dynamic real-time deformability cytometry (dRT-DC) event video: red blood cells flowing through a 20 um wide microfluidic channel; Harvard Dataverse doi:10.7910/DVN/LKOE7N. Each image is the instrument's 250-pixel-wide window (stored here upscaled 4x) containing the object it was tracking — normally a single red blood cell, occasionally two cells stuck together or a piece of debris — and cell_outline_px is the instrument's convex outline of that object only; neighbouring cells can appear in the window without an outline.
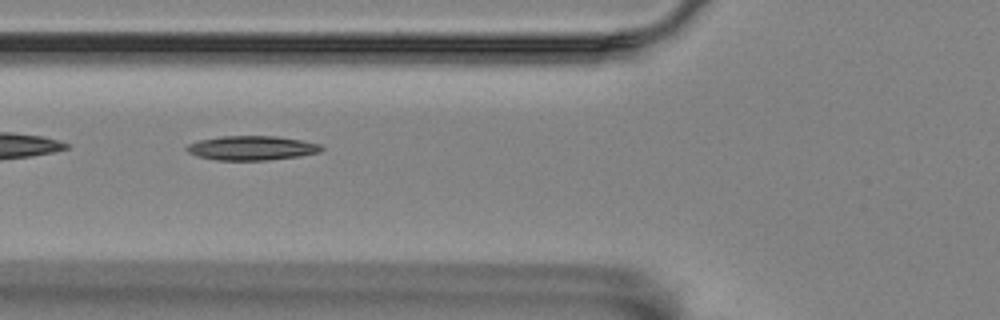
{"species": "Egyptian fruit bat (a non-hibernating species)", "species_latin": "Rousettus aegyptiacus", "temperature_condition": "room temperature", "stored_images_in_passage": 6, "camera_frame_rate_fps": 3000, "um_per_image_px": 0.085, "animal": {"sex": "female"}, "frame": {"image": 1, "passage_image": 5, "time_ms": 1.333, "image_size_px": [1000, 320], "cell_outline_px": [[324, 148], [320, 152], [300, 156], [268, 160], [216, 160], [196, 156], [188, 152], [184, 148], [188, 144], [200, 140], [220, 136], [276, 136], [300, 140], [320, 144]], "centroid_in_image_um": [21.38, 12.58], "position_along_channel_um": 104.4, "area_um2": 19.13}}
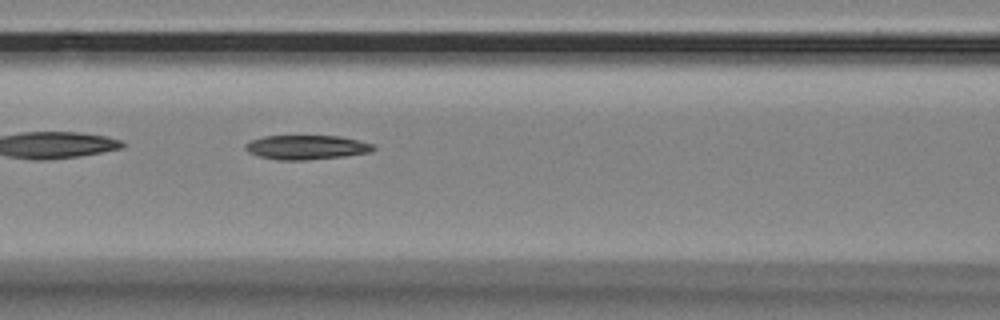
{"frame": {"image": 2, "passage_image": 6, "time_ms": 1.667, "image_size_px": [1000, 320], "cell_outline_px": [[376, 148], [372, 152], [344, 156], [308, 160], [276, 160], [260, 156], [248, 152], [244, 148], [244, 144], [252, 140], [264, 136], [340, 136], [376, 144]], "centroid_in_image_um": [26.08, 12.52], "position_along_channel_um": 140.5, "area_um2": 18.26}}